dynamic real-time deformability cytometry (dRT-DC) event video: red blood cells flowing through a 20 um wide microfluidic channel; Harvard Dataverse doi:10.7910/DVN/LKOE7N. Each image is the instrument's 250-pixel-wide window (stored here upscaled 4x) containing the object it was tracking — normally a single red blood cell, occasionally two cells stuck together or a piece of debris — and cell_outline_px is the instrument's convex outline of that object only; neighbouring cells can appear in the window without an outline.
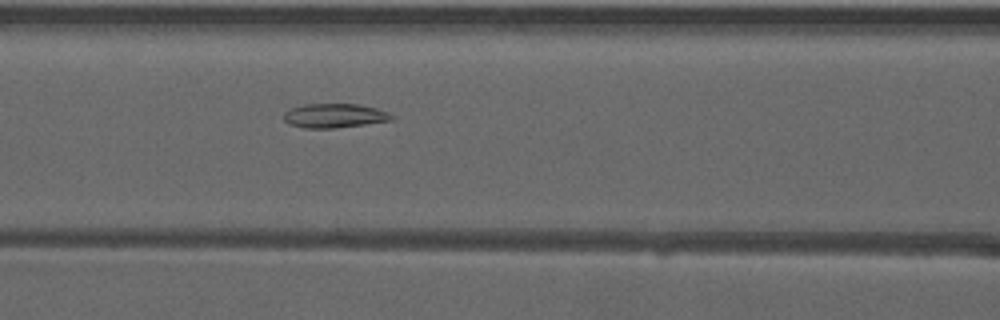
{"species": "common noctule bat (a hibernating species)", "species_latin": "Nyctalus noctula", "temperature_condition": "warm", "stored_images_in_passage": 38, "camera_frame_rate_fps": 3000, "um_per_image_px": 0.085, "animal": {"sex": "male", "forearm_length_mm": 52.5}, "frame": {"image": 1, "passage_image": 9, "time_ms": 2.667, "image_size_px": [1000, 320], "cell_outline_px": [[396, 116], [392, 120], [336, 128], [304, 128], [288, 124], [284, 120], [284, 112], [292, 108], [304, 104], [360, 104], [376, 108], [388, 112]], "centroid_in_image_um": [28.44, 9.83], "position_along_channel_um": 138.2, "area_um2": 15.26}}
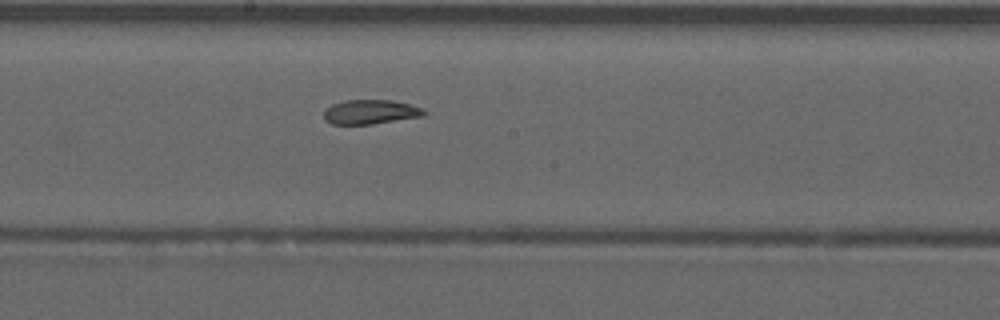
{"frame": {"image": 2, "passage_image": 15, "time_ms": 4.667, "image_size_px": [1000, 320], "cell_outline_px": [[424, 116], [372, 124], [332, 124], [324, 120], [324, 108], [332, 104], [348, 100], [392, 100], [408, 104], [420, 108], [424, 112]], "centroid_in_image_um": [31.42, 9.52], "position_along_channel_um": 216.8, "area_um2": 14.1}}
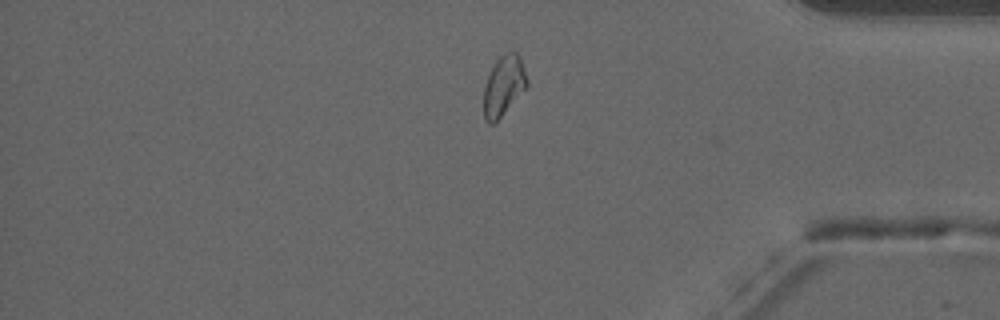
{"frame": {"image": 3, "passage_image": 30, "time_ms": 9.667, "image_size_px": [1000, 320], "cell_outline_px": [[528, 84], [500, 116], [492, 124], [488, 124], [484, 120], [484, 88], [488, 76], [496, 60], [504, 52], [516, 52], [520, 56], [528, 80]], "centroid_in_image_um": [42.8, 7.25], "position_along_channel_um": 392.4, "area_um2": 14.74}, "authors_computed_cell_mechanics": {"area_um2": 15.2592, "velocity_mm_per_s": 3.9451, "shape_relaxation_time_tau1_ms": null, "shape_relaxation_time_tau2_ms": 8.0626, "deformation_change_tau1": null, "deformation_change_tau2": 0.1427}}